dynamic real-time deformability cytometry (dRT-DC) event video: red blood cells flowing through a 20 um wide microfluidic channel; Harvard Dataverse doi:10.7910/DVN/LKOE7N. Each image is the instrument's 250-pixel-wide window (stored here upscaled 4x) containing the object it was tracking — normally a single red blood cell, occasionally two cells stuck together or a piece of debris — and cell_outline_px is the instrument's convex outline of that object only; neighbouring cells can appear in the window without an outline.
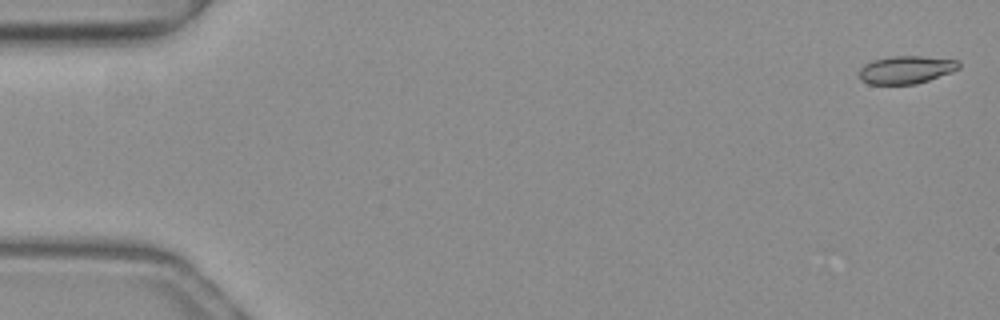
{"species": "common noctule bat (a hibernating species)", "species_latin": "Nyctalus noctula", "temperature_condition": "warm", "stored_images_in_passage": 6, "camera_frame_rate_fps": 3000, "um_per_image_px": 0.085, "animal": {"sex": "female", "body_mass_g": 19.3, "forearm_length_mm": 54.1}, "frame": {"image": 1, "passage_image": 2, "time_ms": 0.333, "image_size_px": [1000, 320], "cell_outline_px": [[960, 68], [952, 72], [916, 84], [868, 84], [860, 80], [860, 68], [864, 64], [872, 60], [888, 56], [924, 56], [956, 60], [960, 64]], "centroid_in_image_um": [77.0, 5.92], "position_along_channel_um": 8.0, "area_um2": 16.24}}